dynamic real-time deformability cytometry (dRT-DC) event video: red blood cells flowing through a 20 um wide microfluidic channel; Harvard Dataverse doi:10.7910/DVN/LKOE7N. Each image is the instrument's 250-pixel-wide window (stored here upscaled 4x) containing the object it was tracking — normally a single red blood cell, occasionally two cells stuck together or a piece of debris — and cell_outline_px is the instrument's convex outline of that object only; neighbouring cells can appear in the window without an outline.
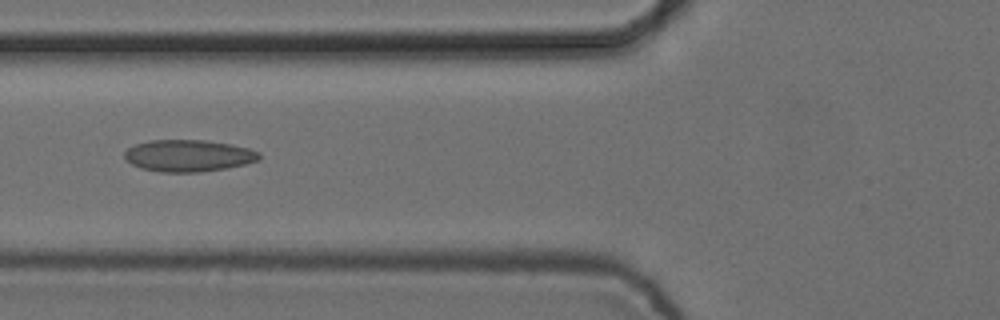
{"species": "common noctule bat (a hibernating species)", "species_latin": "Nyctalus noctula", "temperature_condition": "cold", "stored_images_in_passage": 4, "camera_frame_rate_fps": 3000, "um_per_image_px": 0.085, "animal": {"sex": "female", "body_mass_g": 24.6, "forearm_length_mm": 56.2}, "frame": {"image": 1, "passage_image": 3, "time_ms": 0.667, "image_size_px": [1000, 320], "cell_outline_px": [[260, 160], [244, 164], [224, 168], [200, 172], [160, 172], [140, 168], [124, 160], [124, 152], [128, 148], [136, 144], [148, 140], [208, 140], [232, 144], [248, 148], [260, 152]], "centroid_in_image_um": [16.0, 13.23], "position_along_channel_um": 109.8, "area_um2": 25.14}}
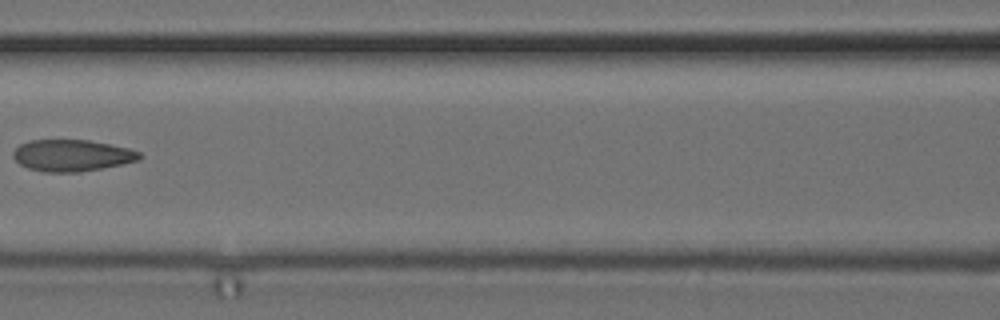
{"frame": {"image": 2, "passage_image": 4, "time_ms": 1.0, "image_size_px": [1000, 320], "cell_outline_px": [[144, 156], [140, 160], [80, 172], [44, 172], [28, 168], [20, 164], [12, 156], [12, 152], [20, 144], [28, 140], [88, 140], [128, 148], [140, 152]], "centroid_in_image_um": [6.1, 13.21], "position_along_channel_um": 160.5, "area_um2": 23.24}}